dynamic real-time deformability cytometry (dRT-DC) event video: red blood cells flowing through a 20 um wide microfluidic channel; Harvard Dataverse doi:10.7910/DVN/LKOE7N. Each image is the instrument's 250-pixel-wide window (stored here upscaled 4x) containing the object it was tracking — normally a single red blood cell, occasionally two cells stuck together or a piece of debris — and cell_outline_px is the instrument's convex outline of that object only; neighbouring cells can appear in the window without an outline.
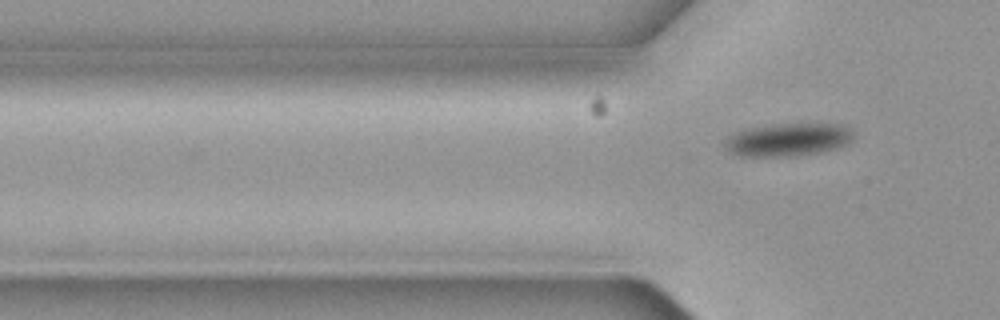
{"species": "common noctule bat (a hibernating species)", "species_latin": "Nyctalus noctula", "temperature_condition": "cold", "stored_images_in_passage": 4, "camera_frame_rate_fps": 3000, "um_per_image_px": 0.085, "animal": {"sex": "female", "body_mass_g": 19.3, "forearm_length_mm": 54.1}, "frame": {"image": 1, "passage_image": 4, "time_ms": 1.0, "image_size_px": [1000, 320], "cell_outline_px": [[852, 140], [836, 148], [816, 152], [780, 156], [740, 156], [728, 152], [724, 148], [724, 140], [732, 132], [744, 128], [772, 124], [844, 124], [852, 132]], "centroid_in_image_um": [66.87, 11.85], "position_along_channel_um": 58.9, "area_um2": 24.62}}